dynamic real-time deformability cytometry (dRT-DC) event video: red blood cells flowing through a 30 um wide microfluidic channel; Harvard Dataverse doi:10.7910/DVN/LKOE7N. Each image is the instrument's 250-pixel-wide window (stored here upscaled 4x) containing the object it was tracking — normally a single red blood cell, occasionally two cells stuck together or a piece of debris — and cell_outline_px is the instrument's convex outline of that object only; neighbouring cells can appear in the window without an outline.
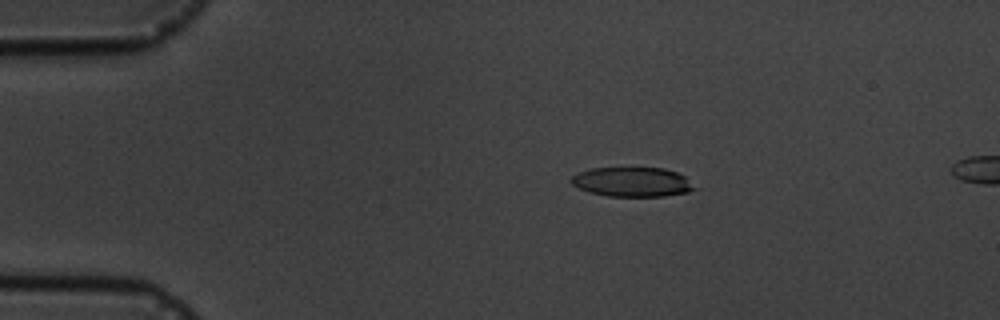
{"species": "common noctule bat (a hibernating species)", "species_latin": "Nyctalus noctula", "temperature_condition": "cold", "stored_images_in_passage": 4, "segment_of_instrument_passage": [1, 2], "camera_frame_rate_fps": 3000, "um_per_image_px": 0.085, "animal": {"sex": "male", "body_mass_g": 19.5, "forearm_length_mm": 54.6}, "frame": {"image": 1, "passage_image": 2, "time_ms": 1.333, "image_size_px": [1000, 320], "cell_outline_px": [[700, 188], [688, 192], [664, 196], [608, 196], [588, 192], [572, 184], [568, 180], [576, 172], [588, 168], [664, 168], [676, 172], [684, 176]], "centroid_in_image_um": [53.73, 15.46], "position_along_channel_um": 31.3, "area_um2": 21.44}}